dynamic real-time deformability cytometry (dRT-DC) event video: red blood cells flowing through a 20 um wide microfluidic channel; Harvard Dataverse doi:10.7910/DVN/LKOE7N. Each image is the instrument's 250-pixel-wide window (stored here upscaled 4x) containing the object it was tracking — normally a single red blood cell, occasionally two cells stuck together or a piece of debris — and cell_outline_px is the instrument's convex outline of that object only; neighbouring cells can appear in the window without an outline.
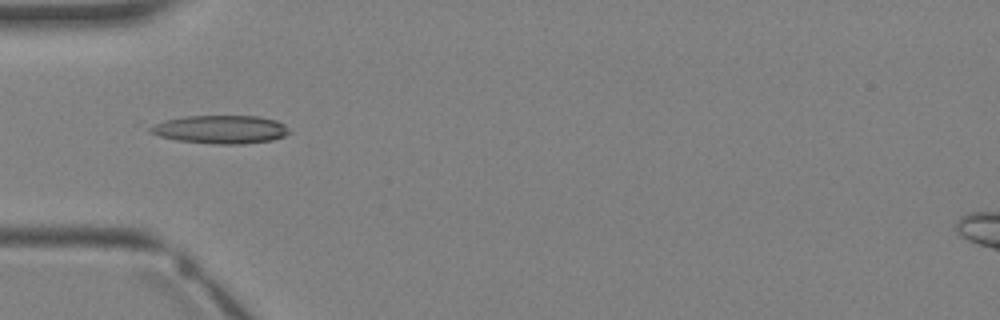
{"species": "Egyptian fruit bat (a non-hibernating species)", "species_latin": "Rousettus aegyptiacus", "temperature_condition": "warm", "stored_images_in_passage": 1, "camera_frame_rate_fps": 3000, "um_per_image_px": 0.085, "animal": {"sex": "female"}, "frame": {"image": 1, "passage_image": 1, "time_ms": 0.0, "image_size_px": [1000, 320], "cell_outline_px": [[292, 132], [284, 136], [272, 140], [244, 144], [212, 144], [176, 140], [160, 136], [148, 132], [148, 128], [164, 120], [184, 116], [260, 116], [276, 120], [284, 124]], "centroid_in_image_um": [18.77, 11.0], "position_along_channel_um": 66.2, "area_um2": 23.06}}